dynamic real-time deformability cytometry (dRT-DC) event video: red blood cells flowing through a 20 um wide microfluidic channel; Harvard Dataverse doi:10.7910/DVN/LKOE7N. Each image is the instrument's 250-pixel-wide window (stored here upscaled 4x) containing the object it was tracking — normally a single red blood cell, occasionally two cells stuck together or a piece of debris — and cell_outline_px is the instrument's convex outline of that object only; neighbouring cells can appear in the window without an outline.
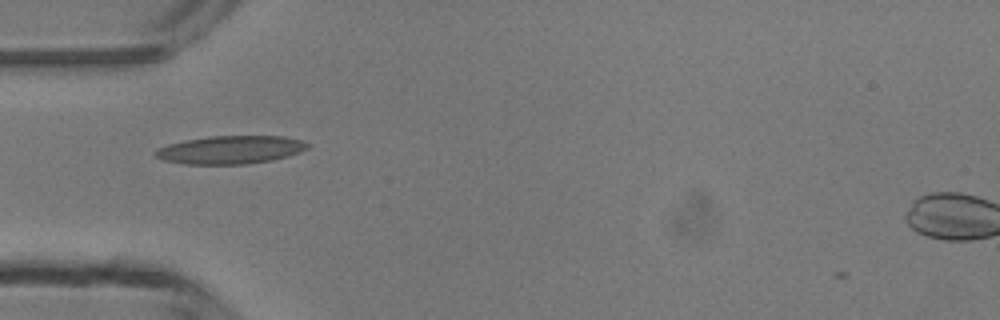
{"species": "common noctule bat (a hibernating species)", "species_latin": "Nyctalus noctula", "temperature_condition": "room temperature", "stored_images_in_passage": 3, "camera_frame_rate_fps": 3000, "um_per_image_px": 0.085, "animal": {"sex": "male", "body_mass_g": 13.3}, "frame": {"image": 1, "passage_image": 2, "time_ms": 1.333, "image_size_px": [1000, 320], "cell_outline_px": [[308, 148], [300, 152], [288, 156], [272, 160], [248, 164], [184, 164], [164, 160], [156, 156], [156, 152], [160, 148], [168, 144], [184, 140], [212, 136], [284, 136], [300, 140], [308, 144]], "centroid_in_image_um": [19.62, 12.73], "position_along_channel_um": 65.4, "area_um2": 24.74}}
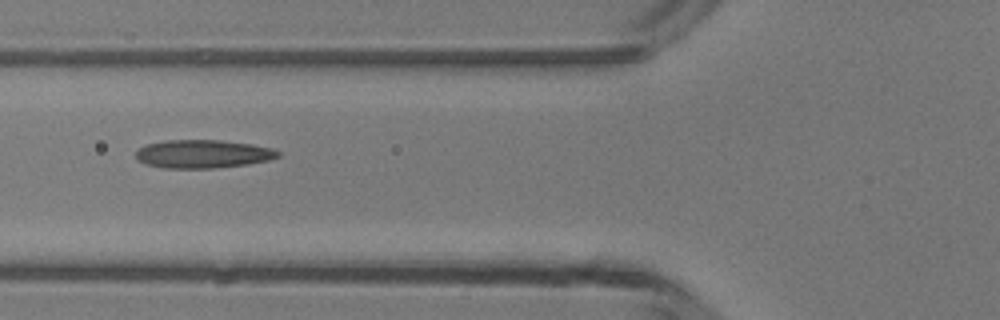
{"frame": {"image": 2, "passage_image": 3, "time_ms": 2.333, "image_size_px": [1000, 320], "cell_outline_px": [[280, 156], [268, 160], [248, 164], [212, 168], [160, 168], [136, 160], [136, 152], [140, 148], [148, 144], [164, 140], [220, 140], [252, 144], [272, 148], [280, 152]], "centroid_in_image_um": [17.25, 13.08], "position_along_channel_um": 108.6, "area_um2": 23.41}}